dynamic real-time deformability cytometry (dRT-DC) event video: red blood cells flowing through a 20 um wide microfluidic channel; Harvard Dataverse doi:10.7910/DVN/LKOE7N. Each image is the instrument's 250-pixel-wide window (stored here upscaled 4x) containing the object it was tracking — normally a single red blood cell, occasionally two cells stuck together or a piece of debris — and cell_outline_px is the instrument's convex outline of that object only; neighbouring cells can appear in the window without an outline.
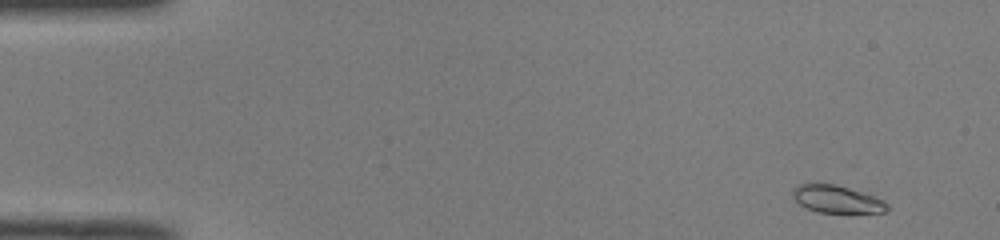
{"species": "common noctule bat (a hibernating species)", "species_latin": "Nyctalus noctula", "temperature_condition": "room temperature", "stored_images_in_passage": 14, "camera_frame_rate_fps": 3000, "um_per_image_px": 0.085, "animal": {"sex": "male", "body_mass_g": 19.0, "forearm_length_mm": 50.8}, "frame": {"image": 1, "passage_image": 1, "time_ms": 0.0, "image_size_px": [1000, 240], "cell_outline_px": [[888, 212], [816, 212], [800, 204], [792, 196], [792, 188], [796, 184], [836, 184], [884, 200], [888, 204]], "centroid_in_image_um": [71.1, 16.93], "position_along_channel_um": 13.9, "area_um2": 14.91}}
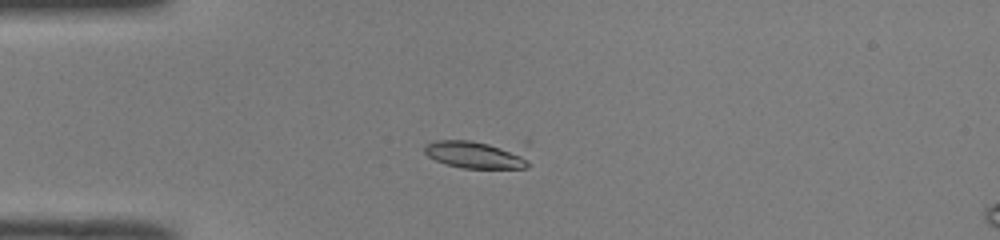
{"frame": {"image": 2, "passage_image": 11, "time_ms": 3.333, "image_size_px": [1000, 240], "cell_outline_px": [[528, 168], [460, 168], [444, 164], [428, 156], [424, 152], [424, 144], [436, 140], [472, 140], [520, 152], [528, 160]], "centroid_in_image_um": [40.3, 13.16], "position_along_channel_um": 44.7, "area_um2": 16.3}}